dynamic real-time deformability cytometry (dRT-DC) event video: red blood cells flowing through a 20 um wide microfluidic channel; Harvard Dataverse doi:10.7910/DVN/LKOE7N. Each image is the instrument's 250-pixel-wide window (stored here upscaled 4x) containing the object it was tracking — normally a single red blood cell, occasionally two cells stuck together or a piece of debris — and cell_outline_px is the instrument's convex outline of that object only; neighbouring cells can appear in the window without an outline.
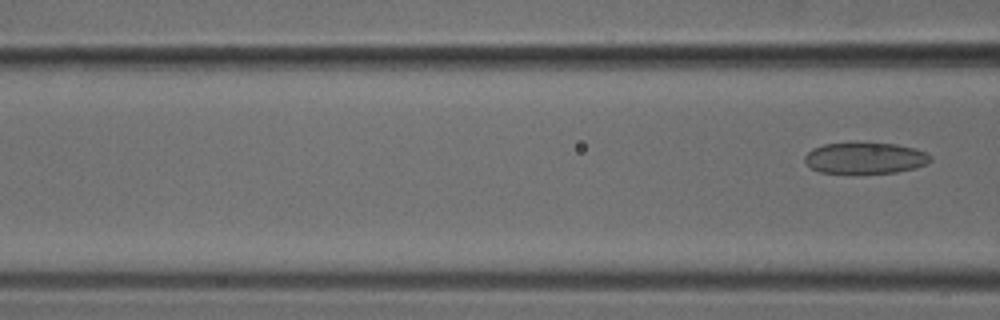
{"species": "common noctule bat (a hibernating species)", "species_latin": "Nyctalus noctula", "temperature_condition": "cold", "stored_images_in_passage": 4, "segment_of_instrument_passage": [2, 2], "camera_frame_rate_fps": 3000, "um_per_image_px": 0.085, "animal": {"sex": "male", "body_mass_g": 18.8}, "frame": {"image": 1, "passage_image": 4, "time_ms": 1.0, "image_size_px": [1000, 320], "cell_outline_px": [[932, 160], [928, 164], [916, 168], [896, 172], [820, 172], [812, 168], [804, 160], [804, 156], [812, 148], [824, 144], [896, 144], [916, 148], [932, 156]], "centroid_in_image_um": [73.58, 13.44], "position_along_channel_um": 93.0, "area_um2": 22.37}}